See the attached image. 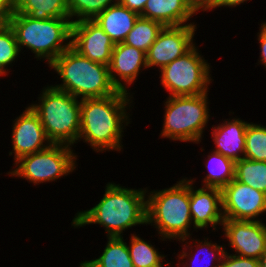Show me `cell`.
Here are the masks:
<instances>
[{"label": "cell", "instance_id": "5b68a950", "mask_svg": "<svg viewBox=\"0 0 266 267\" xmlns=\"http://www.w3.org/2000/svg\"><path fill=\"white\" fill-rule=\"evenodd\" d=\"M7 22L13 28L20 52L28 48L48 66L71 46L70 18L33 19L14 12Z\"/></svg>", "mask_w": 266, "mask_h": 267}, {"label": "cell", "instance_id": "44dd1931", "mask_svg": "<svg viewBox=\"0 0 266 267\" xmlns=\"http://www.w3.org/2000/svg\"><path fill=\"white\" fill-rule=\"evenodd\" d=\"M105 248L98 258L81 261L79 267H134L123 237H107Z\"/></svg>", "mask_w": 266, "mask_h": 267}, {"label": "cell", "instance_id": "1f68e13d", "mask_svg": "<svg viewBox=\"0 0 266 267\" xmlns=\"http://www.w3.org/2000/svg\"><path fill=\"white\" fill-rule=\"evenodd\" d=\"M192 10L198 14L199 11H212L214 0H186Z\"/></svg>", "mask_w": 266, "mask_h": 267}, {"label": "cell", "instance_id": "5bb4252c", "mask_svg": "<svg viewBox=\"0 0 266 267\" xmlns=\"http://www.w3.org/2000/svg\"><path fill=\"white\" fill-rule=\"evenodd\" d=\"M12 125V151H9V156L14 155V162L25 155L42 151L52 144L38 115L30 106L25 107Z\"/></svg>", "mask_w": 266, "mask_h": 267}, {"label": "cell", "instance_id": "d6a6232c", "mask_svg": "<svg viewBox=\"0 0 266 267\" xmlns=\"http://www.w3.org/2000/svg\"><path fill=\"white\" fill-rule=\"evenodd\" d=\"M16 0H0V19H7L15 12Z\"/></svg>", "mask_w": 266, "mask_h": 267}, {"label": "cell", "instance_id": "3957f363", "mask_svg": "<svg viewBox=\"0 0 266 267\" xmlns=\"http://www.w3.org/2000/svg\"><path fill=\"white\" fill-rule=\"evenodd\" d=\"M148 190L147 188V224L156 229L160 240L179 241L190 237L193 226L190 213V180L185 177L169 188Z\"/></svg>", "mask_w": 266, "mask_h": 267}, {"label": "cell", "instance_id": "e0dca14e", "mask_svg": "<svg viewBox=\"0 0 266 267\" xmlns=\"http://www.w3.org/2000/svg\"><path fill=\"white\" fill-rule=\"evenodd\" d=\"M247 121L240 118L225 119L217 126L212 125L211 137L215 144L213 151L232 159L234 162L244 158L245 131Z\"/></svg>", "mask_w": 266, "mask_h": 267}, {"label": "cell", "instance_id": "cb8c5ba5", "mask_svg": "<svg viewBox=\"0 0 266 267\" xmlns=\"http://www.w3.org/2000/svg\"><path fill=\"white\" fill-rule=\"evenodd\" d=\"M139 236L131 234L130 242L127 243L134 267H172L171 261L163 263L166 255L160 254L150 241L147 242Z\"/></svg>", "mask_w": 266, "mask_h": 267}, {"label": "cell", "instance_id": "d590c367", "mask_svg": "<svg viewBox=\"0 0 266 267\" xmlns=\"http://www.w3.org/2000/svg\"><path fill=\"white\" fill-rule=\"evenodd\" d=\"M259 267H266V249L264 250L259 259Z\"/></svg>", "mask_w": 266, "mask_h": 267}, {"label": "cell", "instance_id": "e575fe53", "mask_svg": "<svg viewBox=\"0 0 266 267\" xmlns=\"http://www.w3.org/2000/svg\"><path fill=\"white\" fill-rule=\"evenodd\" d=\"M249 0H214V3H213V9H216V8H221V7H230V8H233V7H236V6H239L241 5L242 3L244 2H248Z\"/></svg>", "mask_w": 266, "mask_h": 267}, {"label": "cell", "instance_id": "4316f807", "mask_svg": "<svg viewBox=\"0 0 266 267\" xmlns=\"http://www.w3.org/2000/svg\"><path fill=\"white\" fill-rule=\"evenodd\" d=\"M20 49L13 28L7 21L0 23V76H8L7 67L19 57Z\"/></svg>", "mask_w": 266, "mask_h": 267}, {"label": "cell", "instance_id": "4dcf8cb0", "mask_svg": "<svg viewBox=\"0 0 266 267\" xmlns=\"http://www.w3.org/2000/svg\"><path fill=\"white\" fill-rule=\"evenodd\" d=\"M260 32L257 33V40L260 45V56L258 59V63L262 64L266 68V22H262L259 28Z\"/></svg>", "mask_w": 266, "mask_h": 267}, {"label": "cell", "instance_id": "4fadbf2b", "mask_svg": "<svg viewBox=\"0 0 266 267\" xmlns=\"http://www.w3.org/2000/svg\"><path fill=\"white\" fill-rule=\"evenodd\" d=\"M115 44L94 20L73 22L71 47L91 61L109 66Z\"/></svg>", "mask_w": 266, "mask_h": 267}, {"label": "cell", "instance_id": "ac0fdd59", "mask_svg": "<svg viewBox=\"0 0 266 267\" xmlns=\"http://www.w3.org/2000/svg\"><path fill=\"white\" fill-rule=\"evenodd\" d=\"M140 16L157 21L165 27L195 24L188 21L196 13L186 0H148Z\"/></svg>", "mask_w": 266, "mask_h": 267}, {"label": "cell", "instance_id": "30bf717a", "mask_svg": "<svg viewBox=\"0 0 266 267\" xmlns=\"http://www.w3.org/2000/svg\"><path fill=\"white\" fill-rule=\"evenodd\" d=\"M196 24L165 26L146 52L148 68L159 70L187 53L195 44ZM195 42V43H194Z\"/></svg>", "mask_w": 266, "mask_h": 267}, {"label": "cell", "instance_id": "ffe728a7", "mask_svg": "<svg viewBox=\"0 0 266 267\" xmlns=\"http://www.w3.org/2000/svg\"><path fill=\"white\" fill-rule=\"evenodd\" d=\"M139 16L118 1L93 20L100 25L114 44H118L124 42Z\"/></svg>", "mask_w": 266, "mask_h": 267}, {"label": "cell", "instance_id": "7c38bea8", "mask_svg": "<svg viewBox=\"0 0 266 267\" xmlns=\"http://www.w3.org/2000/svg\"><path fill=\"white\" fill-rule=\"evenodd\" d=\"M224 238L235 255L260 259L266 249V224L262 221L224 219Z\"/></svg>", "mask_w": 266, "mask_h": 267}, {"label": "cell", "instance_id": "d6986e66", "mask_svg": "<svg viewBox=\"0 0 266 267\" xmlns=\"http://www.w3.org/2000/svg\"><path fill=\"white\" fill-rule=\"evenodd\" d=\"M189 238H190V241H188ZM191 238L192 237L190 236V237H186V238L179 240L181 243L182 242H185V243H183L184 245H182L183 249L181 250V252H179L180 254L179 253L176 254L177 255L176 259H179V260H177L178 264L176 266L180 267L182 265V267H190V265L193 266L196 264L195 265V267H196L197 262L200 261L199 262L200 265L198 263V265L200 267H219L221 260H222L224 254L227 250L225 248L226 245L223 244V246H222V245L217 244L216 242L213 243L211 240L210 241L208 240L209 238H206V237L204 238V240L195 239V241H194V238H192V239ZM191 241H194V242L192 243ZM191 243L195 246V248ZM187 244H189V245H187ZM193 248L197 250L196 253L193 252L194 251ZM198 251H199V253H198ZM200 253L202 254V256L203 255L204 256L202 257ZM197 254H199L200 257H198L199 255H197ZM202 258L204 261V263H203L204 265H201V263L203 262ZM215 262L217 264H215ZM193 263H195V264H193ZM210 263H212V264L210 265ZM172 267H174L173 264H172Z\"/></svg>", "mask_w": 266, "mask_h": 267}, {"label": "cell", "instance_id": "8fae6325", "mask_svg": "<svg viewBox=\"0 0 266 267\" xmlns=\"http://www.w3.org/2000/svg\"><path fill=\"white\" fill-rule=\"evenodd\" d=\"M224 219L262 221L266 214V194L237 180L221 189Z\"/></svg>", "mask_w": 266, "mask_h": 267}, {"label": "cell", "instance_id": "7402d4cb", "mask_svg": "<svg viewBox=\"0 0 266 267\" xmlns=\"http://www.w3.org/2000/svg\"><path fill=\"white\" fill-rule=\"evenodd\" d=\"M15 12L39 20L70 18L67 0H16Z\"/></svg>", "mask_w": 266, "mask_h": 267}, {"label": "cell", "instance_id": "f1b7e54d", "mask_svg": "<svg viewBox=\"0 0 266 267\" xmlns=\"http://www.w3.org/2000/svg\"><path fill=\"white\" fill-rule=\"evenodd\" d=\"M119 0H67L71 22L93 20ZM76 18V19H75Z\"/></svg>", "mask_w": 266, "mask_h": 267}, {"label": "cell", "instance_id": "83f0119b", "mask_svg": "<svg viewBox=\"0 0 266 267\" xmlns=\"http://www.w3.org/2000/svg\"><path fill=\"white\" fill-rule=\"evenodd\" d=\"M245 138L244 158L266 162V125L248 123Z\"/></svg>", "mask_w": 266, "mask_h": 267}, {"label": "cell", "instance_id": "8992f818", "mask_svg": "<svg viewBox=\"0 0 266 267\" xmlns=\"http://www.w3.org/2000/svg\"><path fill=\"white\" fill-rule=\"evenodd\" d=\"M38 103L29 106L38 115L52 144L74 146L80 133L81 100L52 85L44 86Z\"/></svg>", "mask_w": 266, "mask_h": 267}, {"label": "cell", "instance_id": "603a6c76", "mask_svg": "<svg viewBox=\"0 0 266 267\" xmlns=\"http://www.w3.org/2000/svg\"><path fill=\"white\" fill-rule=\"evenodd\" d=\"M205 168L209 174H206L202 181L201 185L204 187L222 189L234 180L235 162L218 152H209Z\"/></svg>", "mask_w": 266, "mask_h": 267}, {"label": "cell", "instance_id": "f546056e", "mask_svg": "<svg viewBox=\"0 0 266 267\" xmlns=\"http://www.w3.org/2000/svg\"><path fill=\"white\" fill-rule=\"evenodd\" d=\"M219 267H259V260L225 252Z\"/></svg>", "mask_w": 266, "mask_h": 267}, {"label": "cell", "instance_id": "9c48e42d", "mask_svg": "<svg viewBox=\"0 0 266 267\" xmlns=\"http://www.w3.org/2000/svg\"><path fill=\"white\" fill-rule=\"evenodd\" d=\"M196 44L184 55L161 68L160 84L168 96H195L209 92L210 63L199 53Z\"/></svg>", "mask_w": 266, "mask_h": 267}, {"label": "cell", "instance_id": "6da1fadb", "mask_svg": "<svg viewBox=\"0 0 266 267\" xmlns=\"http://www.w3.org/2000/svg\"><path fill=\"white\" fill-rule=\"evenodd\" d=\"M133 95L117 91L101 98L82 99L78 142L87 143L96 153L122 151L123 132L130 121ZM129 107V108H128ZM125 127V128H124Z\"/></svg>", "mask_w": 266, "mask_h": 267}, {"label": "cell", "instance_id": "d4e9b609", "mask_svg": "<svg viewBox=\"0 0 266 267\" xmlns=\"http://www.w3.org/2000/svg\"><path fill=\"white\" fill-rule=\"evenodd\" d=\"M163 27L157 21L139 16L123 43L146 53Z\"/></svg>", "mask_w": 266, "mask_h": 267}, {"label": "cell", "instance_id": "484cf974", "mask_svg": "<svg viewBox=\"0 0 266 267\" xmlns=\"http://www.w3.org/2000/svg\"><path fill=\"white\" fill-rule=\"evenodd\" d=\"M234 179L266 194V162L245 158L236 161Z\"/></svg>", "mask_w": 266, "mask_h": 267}, {"label": "cell", "instance_id": "9a60e30c", "mask_svg": "<svg viewBox=\"0 0 266 267\" xmlns=\"http://www.w3.org/2000/svg\"><path fill=\"white\" fill-rule=\"evenodd\" d=\"M190 180V213L193 229L202 230L212 226V232L224 221L221 189L200 187L194 189V178ZM194 186V187H193Z\"/></svg>", "mask_w": 266, "mask_h": 267}, {"label": "cell", "instance_id": "836d02e7", "mask_svg": "<svg viewBox=\"0 0 266 267\" xmlns=\"http://www.w3.org/2000/svg\"><path fill=\"white\" fill-rule=\"evenodd\" d=\"M148 0H119V2L137 14H141Z\"/></svg>", "mask_w": 266, "mask_h": 267}, {"label": "cell", "instance_id": "ba28073f", "mask_svg": "<svg viewBox=\"0 0 266 267\" xmlns=\"http://www.w3.org/2000/svg\"><path fill=\"white\" fill-rule=\"evenodd\" d=\"M73 146L66 144H51L48 148L25 155L15 161V168L10 169L9 176L19 177L33 183L54 182L72 173L77 168V153Z\"/></svg>", "mask_w": 266, "mask_h": 267}, {"label": "cell", "instance_id": "52a82bcc", "mask_svg": "<svg viewBox=\"0 0 266 267\" xmlns=\"http://www.w3.org/2000/svg\"><path fill=\"white\" fill-rule=\"evenodd\" d=\"M208 92L195 96H168L164 102L162 138L200 144L210 120Z\"/></svg>", "mask_w": 266, "mask_h": 267}, {"label": "cell", "instance_id": "7a4b0ae2", "mask_svg": "<svg viewBox=\"0 0 266 267\" xmlns=\"http://www.w3.org/2000/svg\"><path fill=\"white\" fill-rule=\"evenodd\" d=\"M103 198L94 207L78 211L71 225L74 228L91 224H99L105 230L107 237H123V231L147 225L146 191L126 188L114 182L105 186Z\"/></svg>", "mask_w": 266, "mask_h": 267}, {"label": "cell", "instance_id": "277c9868", "mask_svg": "<svg viewBox=\"0 0 266 267\" xmlns=\"http://www.w3.org/2000/svg\"><path fill=\"white\" fill-rule=\"evenodd\" d=\"M48 67L53 69L62 80L61 84L52 86L68 92L77 99L101 98L118 91L111 82L109 66L91 61L71 46Z\"/></svg>", "mask_w": 266, "mask_h": 267}, {"label": "cell", "instance_id": "2e32d148", "mask_svg": "<svg viewBox=\"0 0 266 267\" xmlns=\"http://www.w3.org/2000/svg\"><path fill=\"white\" fill-rule=\"evenodd\" d=\"M147 68L144 51L125 43L115 44L109 64V75L117 90L131 93L128 86L134 84L141 74L140 71Z\"/></svg>", "mask_w": 266, "mask_h": 267}]
</instances>
